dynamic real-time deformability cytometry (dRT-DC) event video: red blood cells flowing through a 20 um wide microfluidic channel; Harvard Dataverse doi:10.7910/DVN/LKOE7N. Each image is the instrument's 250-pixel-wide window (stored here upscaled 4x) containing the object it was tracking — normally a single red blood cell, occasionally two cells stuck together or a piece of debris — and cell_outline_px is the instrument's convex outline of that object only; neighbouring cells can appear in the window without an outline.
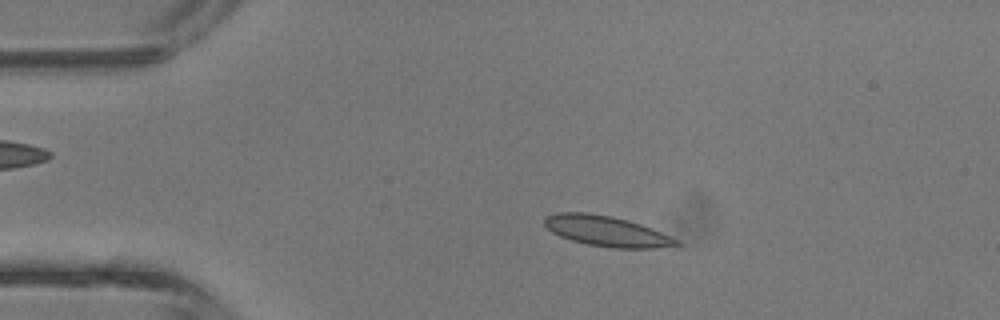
{"species": "common noctule bat (a hibernating species)", "species_latin": "Nyctalus noctula", "temperature_condition": "room temperature", "stored_images_in_passage": 42, "camera_frame_rate_fps": 3000, "um_per_image_px": 0.085, "animal": {"sex": "male", "body_mass_g": 13.3}, "frame": {"image": 1, "passage_image": 8, "time_ms": 2.333, "image_size_px": [1000, 320], "cell_outline_px": [[684, 244], [656, 248], [612, 248], [588, 244], [572, 240], [560, 236], [552, 232], [544, 224], [544, 216], [560, 212], [588, 212], [612, 216], [628, 220], [652, 228], [680, 240]], "centroid_in_image_um": [51.58, 19.64], "position_along_channel_um": 33.4, "area_um2": 23.47}}
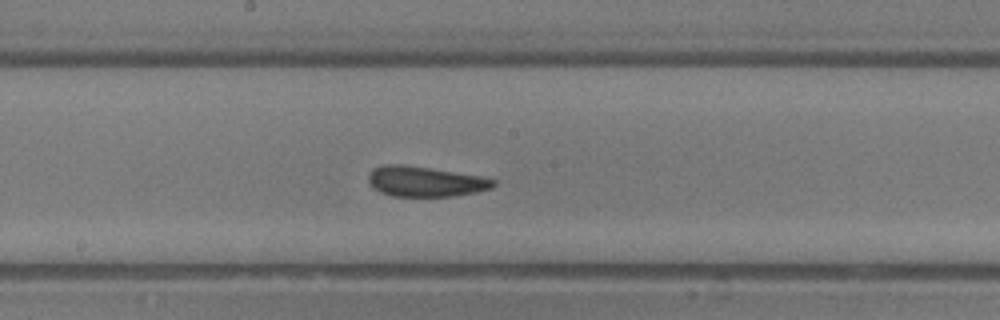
{"frame": {"image": 2, "passage_image": 22, "time_ms": 7.0, "image_size_px": [1000, 320], "cell_outline_px": [[496, 184], [492, 188], [476, 192], [452, 196], [392, 196], [380, 192], [372, 188], [368, 184], [368, 172], [372, 168], [384, 164], [400, 164], [432, 168], [480, 176], [496, 180]], "centroid_in_image_um": [36.09, 15.42], "position_along_channel_um": 212.1, "area_um2": 22.25}}
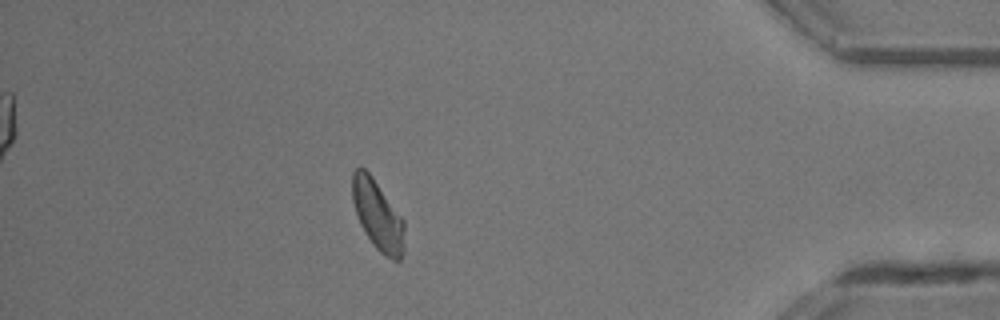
{"frame": {"image": 3, "passage_image": 37, "time_ms": 12.0, "image_size_px": [1000, 320], "cell_outline_px": [[404, 252], [400, 260], [392, 260], [384, 256], [372, 244], [364, 232], [360, 224], [352, 200], [352, 172], [356, 168], [364, 168], [372, 176], [404, 220]], "centroid_in_image_um": [32.11, 18.32], "position_along_channel_um": 403.1, "area_um2": 21.27}, "authors_computed_cell_mechanics": {"area_um2": 21.7617, "velocity_mm_per_s": 4.7697, "shape_relaxation_time_tau1_ms": 1.8522, "shape_relaxation_time_tau2_ms": 0.7654, "deformation_change_tau1": 0.0946, "deformation_change_tau2": 0.0755}}